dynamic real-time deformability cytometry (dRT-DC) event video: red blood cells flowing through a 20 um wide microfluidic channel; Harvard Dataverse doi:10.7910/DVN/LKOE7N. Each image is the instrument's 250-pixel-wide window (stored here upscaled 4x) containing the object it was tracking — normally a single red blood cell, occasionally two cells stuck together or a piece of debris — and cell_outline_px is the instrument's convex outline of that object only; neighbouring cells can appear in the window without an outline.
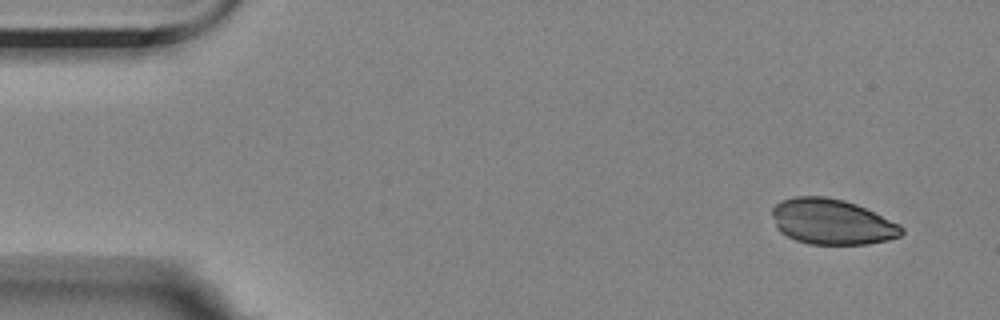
{"species": "Egyptian fruit bat (a non-hibernating species)", "species_latin": "Rousettus aegyptiacus", "temperature_condition": "room temperature", "stored_images_in_passage": 9, "camera_frame_rate_fps": 3000, "um_per_image_px": 0.085, "animal": {"sex": "female"}, "frame": {"image": 1, "passage_image": 1, "time_ms": 0.0, "image_size_px": [1000, 320], "cell_outline_px": [[904, 232], [900, 236], [888, 240], [868, 244], [808, 244], [796, 240], [780, 232], [776, 228], [772, 216], [772, 208], [780, 200], [796, 196], [824, 196], [844, 200], [856, 204], [900, 224], [904, 228]], "centroid_in_image_um": [70.7, 18.85], "position_along_channel_um": 14.3, "area_um2": 34.45}}